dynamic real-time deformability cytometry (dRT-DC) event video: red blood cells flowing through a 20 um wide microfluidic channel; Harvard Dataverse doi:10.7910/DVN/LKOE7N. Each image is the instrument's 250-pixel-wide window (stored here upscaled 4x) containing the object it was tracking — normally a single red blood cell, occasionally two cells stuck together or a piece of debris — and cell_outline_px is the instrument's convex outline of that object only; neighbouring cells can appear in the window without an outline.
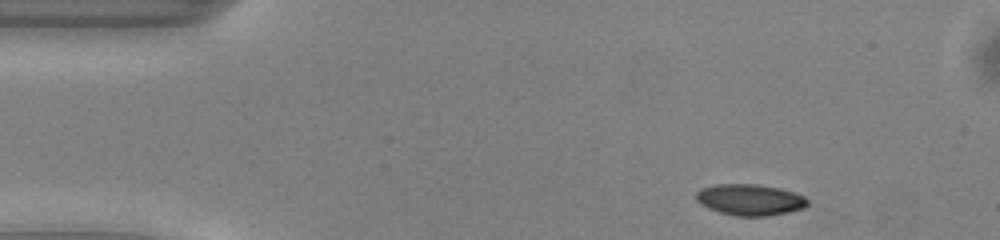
{"species": "common noctule bat (a hibernating species)", "species_latin": "Nyctalus noctula", "temperature_condition": "warm", "stored_images_in_passage": 46, "segment_of_instrument_passage": [1, 2], "camera_frame_rate_fps": 3000, "um_per_image_px": 0.085, "animal": {"sex": "male", "body_mass_g": 13.0, "forearm_length_mm": 53.1}, "frame": {"image": 1, "passage_image": 1, "time_ms": 0.0, "image_size_px": [1000, 240], "cell_outline_px": [[808, 204], [804, 208], [764, 216], [736, 216], [720, 212], [708, 208], [700, 204], [696, 200], [696, 192], [700, 188], [716, 184], [756, 184], [780, 188], [804, 196], [808, 200]], "centroid_in_image_um": [63.7, 16.97], "position_along_channel_um": 21.3, "area_um2": 20.17}}
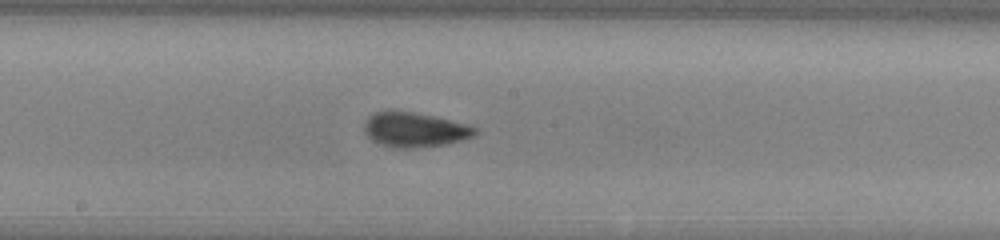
{"frame": {"image": 2, "passage_image": 21, "time_ms": 6.667, "image_size_px": [1000, 240], "cell_outline_px": [[476, 136], [444, 144], [412, 148], [392, 148], [380, 144], [372, 140], [364, 132], [364, 124], [368, 116], [376, 112], [388, 108], [392, 108], [432, 116], [468, 124], [476, 128]], "centroid_in_image_um": [35.19, 11.0], "position_along_channel_um": 213.0, "area_um2": 22.66}}
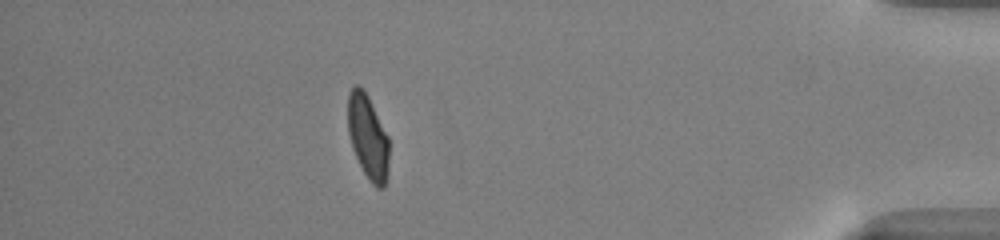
{"frame": {"image": 3, "passage_image": 39, "time_ms": 12.667, "image_size_px": [1000, 240], "cell_outline_px": [[388, 180], [384, 188], [376, 188], [372, 184], [364, 172], [352, 148], [348, 132], [348, 92], [356, 84], [364, 88], [388, 136]], "centroid_in_image_um": [31.27, 11.65], "position_along_channel_um": 403.9, "area_um2": 20.29}}